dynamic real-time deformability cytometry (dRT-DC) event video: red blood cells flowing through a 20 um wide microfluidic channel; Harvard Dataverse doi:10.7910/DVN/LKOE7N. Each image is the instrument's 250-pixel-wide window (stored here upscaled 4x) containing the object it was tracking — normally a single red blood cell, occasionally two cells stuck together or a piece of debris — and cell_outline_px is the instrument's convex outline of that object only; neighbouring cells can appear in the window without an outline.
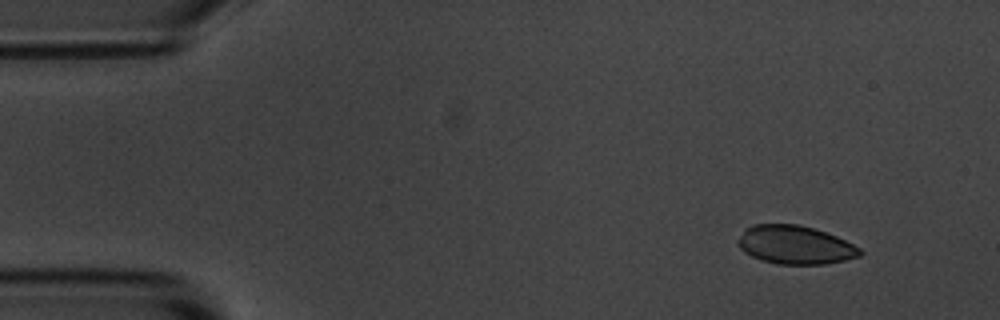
{"species": "common noctule bat (a hibernating species)", "species_latin": "Nyctalus noctula", "temperature_condition": "room temperature", "stored_images_in_passage": 5, "camera_frame_rate_fps": 3000, "um_per_image_px": 0.085, "animal": {"sex": "male", "body_mass_g": 20.1, "forearm_length_mm": 53.5}, "frame": {"image": 1, "passage_image": 1, "time_ms": 0.0, "image_size_px": [1000, 320], "cell_outline_px": [[864, 252], [860, 256], [844, 260], [824, 264], [776, 264], [752, 256], [744, 252], [736, 244], [736, 240], [744, 228], [752, 224], [800, 224], [836, 236], [860, 248]], "centroid_in_image_um": [67.54, 20.81], "position_along_channel_um": 17.5, "area_um2": 27.4}}